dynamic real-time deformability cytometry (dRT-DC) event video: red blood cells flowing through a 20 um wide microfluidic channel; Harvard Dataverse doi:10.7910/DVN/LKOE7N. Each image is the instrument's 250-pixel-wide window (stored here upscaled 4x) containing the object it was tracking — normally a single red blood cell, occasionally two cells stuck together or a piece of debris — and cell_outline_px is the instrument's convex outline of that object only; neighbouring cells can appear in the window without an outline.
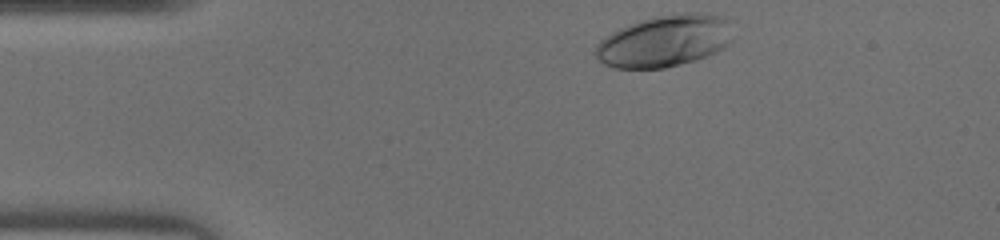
{"species": "human", "species_latin": "Homo sapiens", "temperature_condition": "warm", "stored_images_in_passage": 30, "camera_frame_rate_fps": 3000, "um_per_image_px": 0.085, "donor": {"sex": "male"}, "frame": {"image": 1, "passage_image": 1, "time_ms": 0.0, "image_size_px": [1000, 240], "cell_outline_px": [[732, 40], [724, 48], [716, 52], [696, 60], [664, 68], [612, 68], [596, 60], [592, 52], [596, 44], [604, 36], [628, 24], [640, 20], [656, 16], [676, 12], [700, 12], [724, 16], [728, 20]], "centroid_in_image_um": [56.45, 3.47], "position_along_channel_um": 28.6, "area_um2": 42.08}}
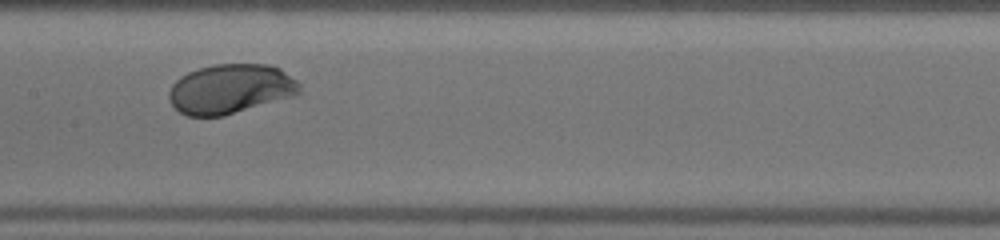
{"frame": {"image": 2, "passage_image": 16, "time_ms": 5.0, "image_size_px": [1000, 240], "cell_outline_px": [[300, 92], [296, 96], [224, 116], [188, 116], [180, 112], [172, 104], [168, 96], [168, 92], [172, 84], [180, 76], [188, 72], [212, 64], [268, 64], [280, 68], [296, 80], [300, 84]], "centroid_in_image_um": [19.61, 7.56], "position_along_channel_um": 187.8, "area_um2": 37.97}}
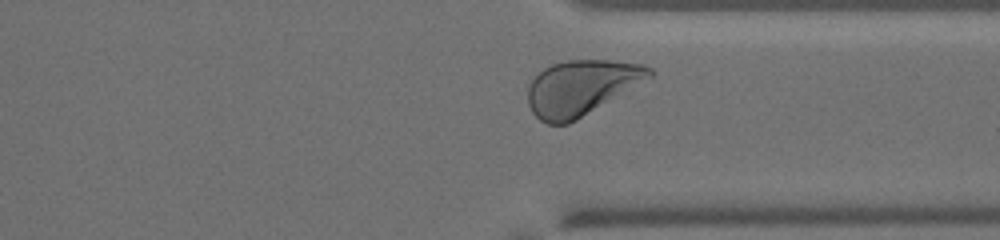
{"frame": {"image": 3, "passage_image": 28, "time_ms": 9.0, "image_size_px": [1000, 240], "cell_outline_px": [[652, 76], [576, 120], [568, 124], [548, 124], [540, 120], [532, 112], [528, 104], [528, 88], [532, 80], [544, 68], [552, 64], [568, 60], [608, 60], [644, 64], [652, 68]], "centroid_in_image_um": [49.38, 7.44], "position_along_channel_um": 362.0, "area_um2": 38.55}}